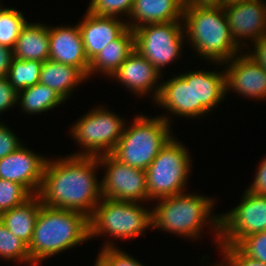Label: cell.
<instances>
[{
	"label": "cell",
	"mask_w": 266,
	"mask_h": 266,
	"mask_svg": "<svg viewBox=\"0 0 266 266\" xmlns=\"http://www.w3.org/2000/svg\"><path fill=\"white\" fill-rule=\"evenodd\" d=\"M159 74L153 64L134 50L111 77L118 79L135 94L143 96L157 85Z\"/></svg>",
	"instance_id": "ac0fdd59"
},
{
	"label": "cell",
	"mask_w": 266,
	"mask_h": 266,
	"mask_svg": "<svg viewBox=\"0 0 266 266\" xmlns=\"http://www.w3.org/2000/svg\"><path fill=\"white\" fill-rule=\"evenodd\" d=\"M237 56L225 70L226 93L232 89L245 97L266 98V71L247 54Z\"/></svg>",
	"instance_id": "5bb4252c"
},
{
	"label": "cell",
	"mask_w": 266,
	"mask_h": 266,
	"mask_svg": "<svg viewBox=\"0 0 266 266\" xmlns=\"http://www.w3.org/2000/svg\"><path fill=\"white\" fill-rule=\"evenodd\" d=\"M18 92L11 86L7 77H0V113L18 103Z\"/></svg>",
	"instance_id": "e575fe53"
},
{
	"label": "cell",
	"mask_w": 266,
	"mask_h": 266,
	"mask_svg": "<svg viewBox=\"0 0 266 266\" xmlns=\"http://www.w3.org/2000/svg\"><path fill=\"white\" fill-rule=\"evenodd\" d=\"M245 0H225V4H232V3H236V2H242Z\"/></svg>",
	"instance_id": "f35d334b"
},
{
	"label": "cell",
	"mask_w": 266,
	"mask_h": 266,
	"mask_svg": "<svg viewBox=\"0 0 266 266\" xmlns=\"http://www.w3.org/2000/svg\"><path fill=\"white\" fill-rule=\"evenodd\" d=\"M229 29L235 43L241 47L239 40L250 38L256 42L266 35V3L261 0H245L223 6ZM240 38V39H239ZM240 43V44H239Z\"/></svg>",
	"instance_id": "4fadbf2b"
},
{
	"label": "cell",
	"mask_w": 266,
	"mask_h": 266,
	"mask_svg": "<svg viewBox=\"0 0 266 266\" xmlns=\"http://www.w3.org/2000/svg\"><path fill=\"white\" fill-rule=\"evenodd\" d=\"M104 245L96 258L95 266H144L126 252L119 250L115 244L106 243Z\"/></svg>",
	"instance_id": "f546056e"
},
{
	"label": "cell",
	"mask_w": 266,
	"mask_h": 266,
	"mask_svg": "<svg viewBox=\"0 0 266 266\" xmlns=\"http://www.w3.org/2000/svg\"><path fill=\"white\" fill-rule=\"evenodd\" d=\"M194 117L209 113L226 96L225 72L194 71Z\"/></svg>",
	"instance_id": "ffe728a7"
},
{
	"label": "cell",
	"mask_w": 266,
	"mask_h": 266,
	"mask_svg": "<svg viewBox=\"0 0 266 266\" xmlns=\"http://www.w3.org/2000/svg\"><path fill=\"white\" fill-rule=\"evenodd\" d=\"M158 200L154 210H151L152 227L195 239L207 221L218 233L216 243L220 242V215H209L213 214L211 210L214 203L210 197L180 193Z\"/></svg>",
	"instance_id": "277c9868"
},
{
	"label": "cell",
	"mask_w": 266,
	"mask_h": 266,
	"mask_svg": "<svg viewBox=\"0 0 266 266\" xmlns=\"http://www.w3.org/2000/svg\"><path fill=\"white\" fill-rule=\"evenodd\" d=\"M126 127L124 120L104 108L92 109L73 125L71 134L85 148L74 156L99 157L111 154Z\"/></svg>",
	"instance_id": "ba28073f"
},
{
	"label": "cell",
	"mask_w": 266,
	"mask_h": 266,
	"mask_svg": "<svg viewBox=\"0 0 266 266\" xmlns=\"http://www.w3.org/2000/svg\"><path fill=\"white\" fill-rule=\"evenodd\" d=\"M254 45V52L247 55L266 71V35L260 37Z\"/></svg>",
	"instance_id": "8d00e7d4"
},
{
	"label": "cell",
	"mask_w": 266,
	"mask_h": 266,
	"mask_svg": "<svg viewBox=\"0 0 266 266\" xmlns=\"http://www.w3.org/2000/svg\"><path fill=\"white\" fill-rule=\"evenodd\" d=\"M224 253V259L232 266H266V264L246 256L237 246L219 245Z\"/></svg>",
	"instance_id": "d6a6232c"
},
{
	"label": "cell",
	"mask_w": 266,
	"mask_h": 266,
	"mask_svg": "<svg viewBox=\"0 0 266 266\" xmlns=\"http://www.w3.org/2000/svg\"><path fill=\"white\" fill-rule=\"evenodd\" d=\"M183 9L184 0H134L129 17L135 22L126 25L135 30L147 24L179 21L183 19Z\"/></svg>",
	"instance_id": "d6986e66"
},
{
	"label": "cell",
	"mask_w": 266,
	"mask_h": 266,
	"mask_svg": "<svg viewBox=\"0 0 266 266\" xmlns=\"http://www.w3.org/2000/svg\"><path fill=\"white\" fill-rule=\"evenodd\" d=\"M43 62L38 60L12 59L7 78L11 86L17 91L39 83V76Z\"/></svg>",
	"instance_id": "484cf974"
},
{
	"label": "cell",
	"mask_w": 266,
	"mask_h": 266,
	"mask_svg": "<svg viewBox=\"0 0 266 266\" xmlns=\"http://www.w3.org/2000/svg\"><path fill=\"white\" fill-rule=\"evenodd\" d=\"M41 204L40 197L33 195L22 205L0 214V221L13 235L29 246Z\"/></svg>",
	"instance_id": "603a6c76"
},
{
	"label": "cell",
	"mask_w": 266,
	"mask_h": 266,
	"mask_svg": "<svg viewBox=\"0 0 266 266\" xmlns=\"http://www.w3.org/2000/svg\"><path fill=\"white\" fill-rule=\"evenodd\" d=\"M49 60L78 68L89 77L90 62L84 51L78 24L70 27H49Z\"/></svg>",
	"instance_id": "9a60e30c"
},
{
	"label": "cell",
	"mask_w": 266,
	"mask_h": 266,
	"mask_svg": "<svg viewBox=\"0 0 266 266\" xmlns=\"http://www.w3.org/2000/svg\"><path fill=\"white\" fill-rule=\"evenodd\" d=\"M186 37L204 59L229 63L232 57L241 54L229 29L223 7L185 6L183 19ZM238 53V54H237Z\"/></svg>",
	"instance_id": "3957f363"
},
{
	"label": "cell",
	"mask_w": 266,
	"mask_h": 266,
	"mask_svg": "<svg viewBox=\"0 0 266 266\" xmlns=\"http://www.w3.org/2000/svg\"><path fill=\"white\" fill-rule=\"evenodd\" d=\"M20 143L17 136L6 125L0 124V159L17 150Z\"/></svg>",
	"instance_id": "836d02e7"
},
{
	"label": "cell",
	"mask_w": 266,
	"mask_h": 266,
	"mask_svg": "<svg viewBox=\"0 0 266 266\" xmlns=\"http://www.w3.org/2000/svg\"><path fill=\"white\" fill-rule=\"evenodd\" d=\"M171 138L146 169L149 199H161L183 193L190 171V155Z\"/></svg>",
	"instance_id": "52a82bcc"
},
{
	"label": "cell",
	"mask_w": 266,
	"mask_h": 266,
	"mask_svg": "<svg viewBox=\"0 0 266 266\" xmlns=\"http://www.w3.org/2000/svg\"><path fill=\"white\" fill-rule=\"evenodd\" d=\"M98 157L74 156L46 161L38 193L43 205L77 211L88 218L102 199L96 179Z\"/></svg>",
	"instance_id": "6da1fadb"
},
{
	"label": "cell",
	"mask_w": 266,
	"mask_h": 266,
	"mask_svg": "<svg viewBox=\"0 0 266 266\" xmlns=\"http://www.w3.org/2000/svg\"><path fill=\"white\" fill-rule=\"evenodd\" d=\"M154 101L170 113L194 117L193 71L174 76L153 89Z\"/></svg>",
	"instance_id": "e0dca14e"
},
{
	"label": "cell",
	"mask_w": 266,
	"mask_h": 266,
	"mask_svg": "<svg viewBox=\"0 0 266 266\" xmlns=\"http://www.w3.org/2000/svg\"><path fill=\"white\" fill-rule=\"evenodd\" d=\"M134 50V32L127 28L90 61L89 76L99 71L111 77Z\"/></svg>",
	"instance_id": "44dd1931"
},
{
	"label": "cell",
	"mask_w": 266,
	"mask_h": 266,
	"mask_svg": "<svg viewBox=\"0 0 266 266\" xmlns=\"http://www.w3.org/2000/svg\"><path fill=\"white\" fill-rule=\"evenodd\" d=\"M78 24L84 51L89 62L110 42L117 39L128 27L117 17L98 16L85 13ZM117 18V19H116Z\"/></svg>",
	"instance_id": "2e32d148"
},
{
	"label": "cell",
	"mask_w": 266,
	"mask_h": 266,
	"mask_svg": "<svg viewBox=\"0 0 266 266\" xmlns=\"http://www.w3.org/2000/svg\"><path fill=\"white\" fill-rule=\"evenodd\" d=\"M12 59L13 50L7 46L0 45V77H7Z\"/></svg>",
	"instance_id": "74e56055"
},
{
	"label": "cell",
	"mask_w": 266,
	"mask_h": 266,
	"mask_svg": "<svg viewBox=\"0 0 266 266\" xmlns=\"http://www.w3.org/2000/svg\"><path fill=\"white\" fill-rule=\"evenodd\" d=\"M137 203L102 198L89 218V238L106 233L129 239L152 228V211Z\"/></svg>",
	"instance_id": "8992f818"
},
{
	"label": "cell",
	"mask_w": 266,
	"mask_h": 266,
	"mask_svg": "<svg viewBox=\"0 0 266 266\" xmlns=\"http://www.w3.org/2000/svg\"><path fill=\"white\" fill-rule=\"evenodd\" d=\"M89 238V218L77 211L58 209L41 204L31 243V261L38 263L47 257L72 248Z\"/></svg>",
	"instance_id": "7a4b0ae2"
},
{
	"label": "cell",
	"mask_w": 266,
	"mask_h": 266,
	"mask_svg": "<svg viewBox=\"0 0 266 266\" xmlns=\"http://www.w3.org/2000/svg\"><path fill=\"white\" fill-rule=\"evenodd\" d=\"M260 164L255 174L253 184L247 190L257 195L266 196V158H264Z\"/></svg>",
	"instance_id": "d590c367"
},
{
	"label": "cell",
	"mask_w": 266,
	"mask_h": 266,
	"mask_svg": "<svg viewBox=\"0 0 266 266\" xmlns=\"http://www.w3.org/2000/svg\"><path fill=\"white\" fill-rule=\"evenodd\" d=\"M21 11L14 8H0V45L14 48L21 29L26 25Z\"/></svg>",
	"instance_id": "4316f807"
},
{
	"label": "cell",
	"mask_w": 266,
	"mask_h": 266,
	"mask_svg": "<svg viewBox=\"0 0 266 266\" xmlns=\"http://www.w3.org/2000/svg\"><path fill=\"white\" fill-rule=\"evenodd\" d=\"M266 231V196L248 190L238 206L220 216L218 245L236 246L244 237Z\"/></svg>",
	"instance_id": "30bf717a"
},
{
	"label": "cell",
	"mask_w": 266,
	"mask_h": 266,
	"mask_svg": "<svg viewBox=\"0 0 266 266\" xmlns=\"http://www.w3.org/2000/svg\"><path fill=\"white\" fill-rule=\"evenodd\" d=\"M169 120L165 115L154 118L142 114L136 116L131 127L124 128L111 154L122 163L146 170L172 138Z\"/></svg>",
	"instance_id": "5b68a950"
},
{
	"label": "cell",
	"mask_w": 266,
	"mask_h": 266,
	"mask_svg": "<svg viewBox=\"0 0 266 266\" xmlns=\"http://www.w3.org/2000/svg\"><path fill=\"white\" fill-rule=\"evenodd\" d=\"M134 0H91L87 11L98 16L117 17L119 13L129 14Z\"/></svg>",
	"instance_id": "4dcf8cb0"
},
{
	"label": "cell",
	"mask_w": 266,
	"mask_h": 266,
	"mask_svg": "<svg viewBox=\"0 0 266 266\" xmlns=\"http://www.w3.org/2000/svg\"><path fill=\"white\" fill-rule=\"evenodd\" d=\"M49 26L26 23L21 29L13 50V57L21 60H49Z\"/></svg>",
	"instance_id": "7402d4cb"
},
{
	"label": "cell",
	"mask_w": 266,
	"mask_h": 266,
	"mask_svg": "<svg viewBox=\"0 0 266 266\" xmlns=\"http://www.w3.org/2000/svg\"><path fill=\"white\" fill-rule=\"evenodd\" d=\"M183 29L179 21L140 26L133 30L134 48L161 73L160 69L181 54Z\"/></svg>",
	"instance_id": "9c48e42d"
},
{
	"label": "cell",
	"mask_w": 266,
	"mask_h": 266,
	"mask_svg": "<svg viewBox=\"0 0 266 266\" xmlns=\"http://www.w3.org/2000/svg\"><path fill=\"white\" fill-rule=\"evenodd\" d=\"M226 261V262H225ZM224 262H221L220 264H218L217 266H232L227 260H225Z\"/></svg>",
	"instance_id": "ab89813d"
},
{
	"label": "cell",
	"mask_w": 266,
	"mask_h": 266,
	"mask_svg": "<svg viewBox=\"0 0 266 266\" xmlns=\"http://www.w3.org/2000/svg\"><path fill=\"white\" fill-rule=\"evenodd\" d=\"M98 163L106 169L100 181L102 198L130 202L149 200L146 170L122 163L112 154L99 156Z\"/></svg>",
	"instance_id": "8fae6325"
},
{
	"label": "cell",
	"mask_w": 266,
	"mask_h": 266,
	"mask_svg": "<svg viewBox=\"0 0 266 266\" xmlns=\"http://www.w3.org/2000/svg\"><path fill=\"white\" fill-rule=\"evenodd\" d=\"M0 257L2 259L19 260L27 262L30 266H36L30 258L28 245L13 235L0 221Z\"/></svg>",
	"instance_id": "83f0119b"
},
{
	"label": "cell",
	"mask_w": 266,
	"mask_h": 266,
	"mask_svg": "<svg viewBox=\"0 0 266 266\" xmlns=\"http://www.w3.org/2000/svg\"><path fill=\"white\" fill-rule=\"evenodd\" d=\"M17 100H20V106L28 114L48 111L65 101L53 89L41 83L19 91Z\"/></svg>",
	"instance_id": "d4e9b609"
},
{
	"label": "cell",
	"mask_w": 266,
	"mask_h": 266,
	"mask_svg": "<svg viewBox=\"0 0 266 266\" xmlns=\"http://www.w3.org/2000/svg\"><path fill=\"white\" fill-rule=\"evenodd\" d=\"M87 77L76 67L58 63L52 60L43 62L39 83L53 89L64 100L68 99L75 88Z\"/></svg>",
	"instance_id": "cb8c5ba5"
},
{
	"label": "cell",
	"mask_w": 266,
	"mask_h": 266,
	"mask_svg": "<svg viewBox=\"0 0 266 266\" xmlns=\"http://www.w3.org/2000/svg\"><path fill=\"white\" fill-rule=\"evenodd\" d=\"M32 196L23 185L0 179V214L22 205Z\"/></svg>",
	"instance_id": "f1b7e54d"
},
{
	"label": "cell",
	"mask_w": 266,
	"mask_h": 266,
	"mask_svg": "<svg viewBox=\"0 0 266 266\" xmlns=\"http://www.w3.org/2000/svg\"><path fill=\"white\" fill-rule=\"evenodd\" d=\"M236 246L246 256L266 264V231L244 237Z\"/></svg>",
	"instance_id": "1f68e13d"
},
{
	"label": "cell",
	"mask_w": 266,
	"mask_h": 266,
	"mask_svg": "<svg viewBox=\"0 0 266 266\" xmlns=\"http://www.w3.org/2000/svg\"><path fill=\"white\" fill-rule=\"evenodd\" d=\"M47 159L21 145L0 159V179L23 185L32 195H38Z\"/></svg>",
	"instance_id": "7c38bea8"
}]
</instances>
